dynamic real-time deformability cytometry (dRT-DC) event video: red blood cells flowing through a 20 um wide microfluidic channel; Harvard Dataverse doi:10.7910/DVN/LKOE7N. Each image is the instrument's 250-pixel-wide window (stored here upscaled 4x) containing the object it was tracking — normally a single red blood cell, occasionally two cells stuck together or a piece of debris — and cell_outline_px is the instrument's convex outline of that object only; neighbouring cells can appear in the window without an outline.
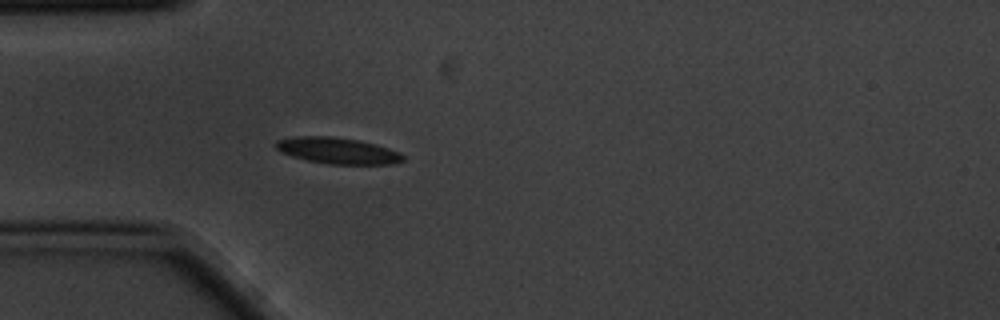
{"species": "common noctule bat (a hibernating species)", "species_latin": "Nyctalus noctula", "temperature_condition": "cold", "stored_images_in_passage": 4, "camera_frame_rate_fps": 3000, "um_per_image_px": 0.085, "animal": {"sex": "male", "body_mass_g": 20.1, "forearm_length_mm": 53.5}, "frame": {"image": 1, "passage_image": 4, "time_ms": 1.0, "image_size_px": [1000, 320], "cell_outline_px": [[404, 160], [392, 164], [328, 164], [308, 160], [292, 156], [280, 152], [276, 148], [276, 140], [296, 136], [332, 136], [360, 140], [376, 144], [400, 152], [404, 156]], "centroid_in_image_um": [28.7, 12.8], "position_along_channel_um": 56.3, "area_um2": 19.48}}